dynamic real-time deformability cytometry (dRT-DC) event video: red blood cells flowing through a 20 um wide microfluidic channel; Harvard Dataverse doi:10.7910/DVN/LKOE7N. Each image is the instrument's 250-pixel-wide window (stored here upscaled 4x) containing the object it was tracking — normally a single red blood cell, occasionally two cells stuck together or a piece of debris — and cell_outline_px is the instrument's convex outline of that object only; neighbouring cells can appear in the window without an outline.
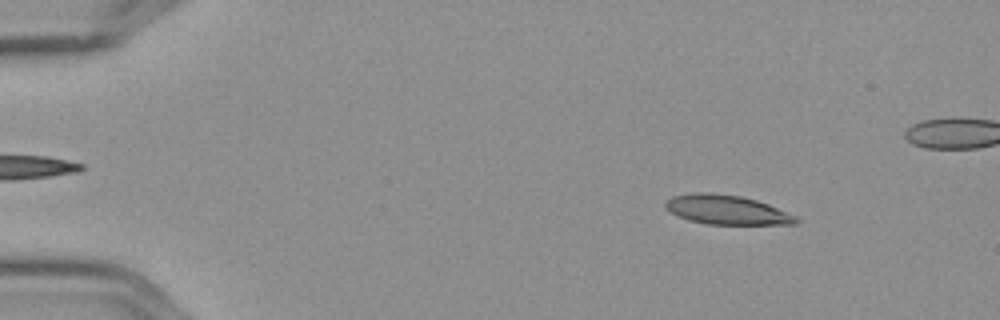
{"species": "Egyptian fruit bat (a non-hibernating species)", "species_latin": "Rousettus aegyptiacus", "temperature_condition": "cold", "stored_images_in_passage": 6, "camera_frame_rate_fps": 3000, "um_per_image_px": 0.085, "frame": {"image": 1, "passage_image": 2, "time_ms": 0.333, "image_size_px": [1000, 320], "cell_outline_px": [[800, 220], [796, 224], [708, 224], [688, 220], [664, 208], [664, 204], [672, 196], [692, 192], [712, 192], [740, 196], [756, 200], [768, 204], [796, 216]], "centroid_in_image_um": [61.76, 17.82], "position_along_channel_um": 23.2, "area_um2": 22.25}}